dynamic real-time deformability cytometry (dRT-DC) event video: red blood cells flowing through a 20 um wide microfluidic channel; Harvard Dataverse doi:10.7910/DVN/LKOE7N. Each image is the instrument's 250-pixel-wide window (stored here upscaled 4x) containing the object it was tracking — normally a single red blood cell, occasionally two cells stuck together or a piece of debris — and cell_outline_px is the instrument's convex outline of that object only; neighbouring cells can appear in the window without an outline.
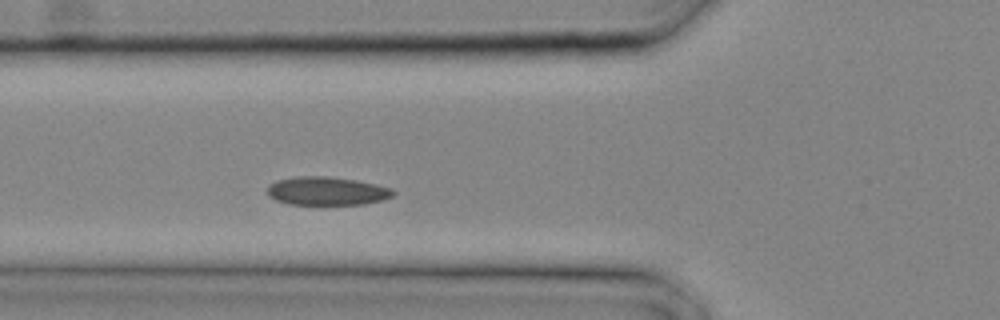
{"species": "common noctule bat (a hibernating species)", "species_latin": "Nyctalus noctula", "temperature_condition": "cold", "stored_images_in_passage": 6, "camera_frame_rate_fps": 3000, "um_per_image_px": 0.085, "animal": {"sex": "male", "body_mass_g": 20.4}, "frame": {"image": 1, "passage_image": 5, "time_ms": 1.333, "image_size_px": [1000, 320], "cell_outline_px": [[396, 196], [384, 200], [364, 204], [324, 208], [316, 208], [288, 204], [276, 200], [268, 196], [268, 188], [276, 180], [296, 176], [328, 176], [356, 180], [376, 184], [392, 188], [396, 192]], "centroid_in_image_um": [27.82, 16.3], "position_along_channel_um": 98.0, "area_um2": 22.2}}